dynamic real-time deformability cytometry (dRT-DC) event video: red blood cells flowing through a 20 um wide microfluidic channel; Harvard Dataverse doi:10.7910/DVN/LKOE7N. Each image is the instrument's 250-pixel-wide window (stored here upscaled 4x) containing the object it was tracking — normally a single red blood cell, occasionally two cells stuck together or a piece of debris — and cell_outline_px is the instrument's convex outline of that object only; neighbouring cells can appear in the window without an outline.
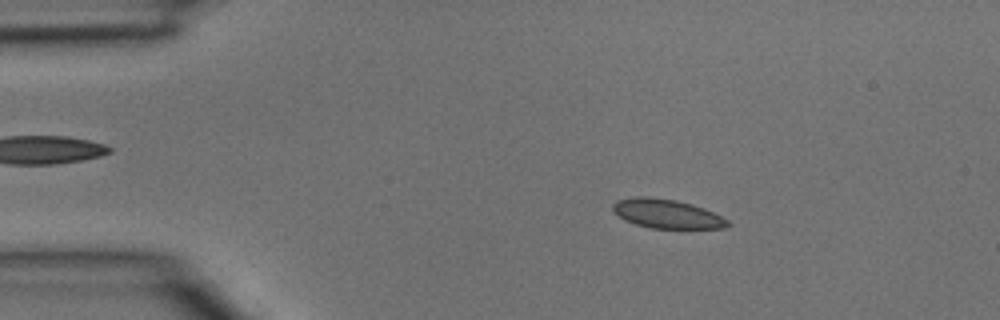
{"species": "common noctule bat (a hibernating species)", "species_latin": "Nyctalus noctula", "temperature_condition": "room temperature", "stored_images_in_passage": 38, "camera_frame_rate_fps": 3000, "um_per_image_px": 0.085, "animal": {"sex": "male", "body_mass_g": 15.6}, "frame": {"image": 1, "passage_image": 5, "time_ms": 1.333, "image_size_px": [1000, 320], "cell_outline_px": [[732, 224], [724, 228], [652, 228], [636, 224], [624, 220], [612, 208], [612, 204], [616, 200], [636, 196], [648, 196], [676, 200], [692, 204], [704, 208], [728, 220]], "centroid_in_image_um": [56.68, 18.16], "position_along_channel_um": 28.3, "area_um2": 19.36}}
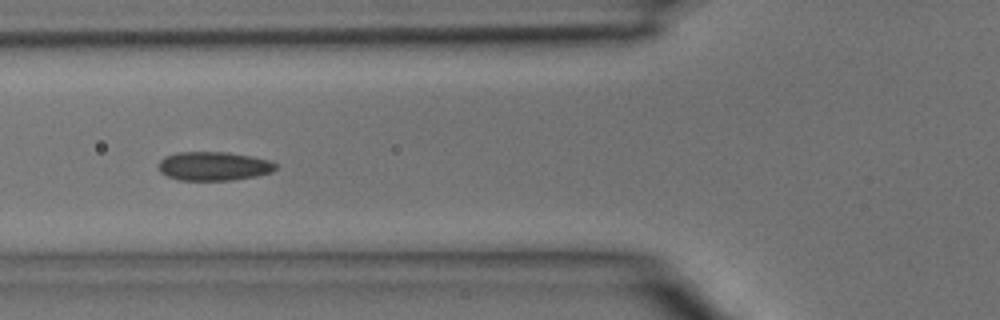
{"frame": {"image": 2, "passage_image": 13, "time_ms": 4.0, "image_size_px": [1000, 320], "cell_outline_px": [[276, 168], [272, 172], [256, 176], [232, 180], [180, 180], [168, 176], [160, 172], [160, 160], [164, 156], [176, 152], [228, 152], [252, 156], [268, 160], [276, 164]], "centroid_in_image_um": [18.17, 14.11], "position_along_channel_um": 107.6, "area_um2": 19.65}}
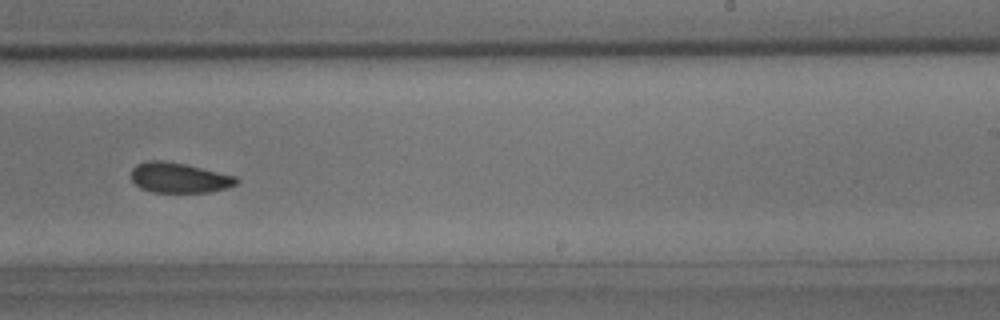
{"frame": {"image": 3, "passage_image": 23, "time_ms": 7.333, "image_size_px": [1000, 320], "cell_outline_px": [[240, 180], [236, 184], [224, 188], [208, 192], [152, 192], [140, 188], [132, 180], [132, 168], [136, 164], [148, 160], [164, 160], [184, 164], [236, 176]], "centroid_in_image_um": [15.2, 15.1], "position_along_channel_um": 273.8, "area_um2": 18.38}}